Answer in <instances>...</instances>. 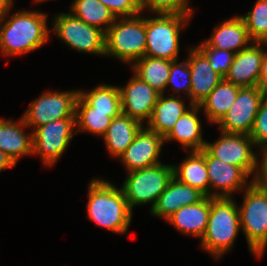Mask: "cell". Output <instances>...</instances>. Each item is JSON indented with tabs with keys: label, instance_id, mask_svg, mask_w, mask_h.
<instances>
[{
	"label": "cell",
	"instance_id": "1",
	"mask_svg": "<svg viewBox=\"0 0 267 266\" xmlns=\"http://www.w3.org/2000/svg\"><path fill=\"white\" fill-rule=\"evenodd\" d=\"M12 6L0 19V51L3 56H17L42 47L49 39L47 15L19 10L9 15ZM7 18V19H6ZM4 21V22H3Z\"/></svg>",
	"mask_w": 267,
	"mask_h": 266
},
{
	"label": "cell",
	"instance_id": "2",
	"mask_svg": "<svg viewBox=\"0 0 267 266\" xmlns=\"http://www.w3.org/2000/svg\"><path fill=\"white\" fill-rule=\"evenodd\" d=\"M87 217L97 226L126 234L132 221L130 209L121 188L104 179L93 178L88 185Z\"/></svg>",
	"mask_w": 267,
	"mask_h": 266
},
{
	"label": "cell",
	"instance_id": "3",
	"mask_svg": "<svg viewBox=\"0 0 267 266\" xmlns=\"http://www.w3.org/2000/svg\"><path fill=\"white\" fill-rule=\"evenodd\" d=\"M235 199L210 197V215L200 247L219 259L234 245L240 228V214Z\"/></svg>",
	"mask_w": 267,
	"mask_h": 266
},
{
	"label": "cell",
	"instance_id": "4",
	"mask_svg": "<svg viewBox=\"0 0 267 266\" xmlns=\"http://www.w3.org/2000/svg\"><path fill=\"white\" fill-rule=\"evenodd\" d=\"M146 17H117L105 33V54L131 66L145 56Z\"/></svg>",
	"mask_w": 267,
	"mask_h": 266
},
{
	"label": "cell",
	"instance_id": "5",
	"mask_svg": "<svg viewBox=\"0 0 267 266\" xmlns=\"http://www.w3.org/2000/svg\"><path fill=\"white\" fill-rule=\"evenodd\" d=\"M244 192L240 228L250 252L260 258L267 248V187L253 180Z\"/></svg>",
	"mask_w": 267,
	"mask_h": 266
},
{
	"label": "cell",
	"instance_id": "6",
	"mask_svg": "<svg viewBox=\"0 0 267 266\" xmlns=\"http://www.w3.org/2000/svg\"><path fill=\"white\" fill-rule=\"evenodd\" d=\"M146 18L145 56L176 61L179 59L181 29L186 28L193 14L156 13Z\"/></svg>",
	"mask_w": 267,
	"mask_h": 266
},
{
	"label": "cell",
	"instance_id": "7",
	"mask_svg": "<svg viewBox=\"0 0 267 266\" xmlns=\"http://www.w3.org/2000/svg\"><path fill=\"white\" fill-rule=\"evenodd\" d=\"M173 177V165L164 163L128 172L121 189L130 209L147 203L152 209Z\"/></svg>",
	"mask_w": 267,
	"mask_h": 266
},
{
	"label": "cell",
	"instance_id": "8",
	"mask_svg": "<svg viewBox=\"0 0 267 266\" xmlns=\"http://www.w3.org/2000/svg\"><path fill=\"white\" fill-rule=\"evenodd\" d=\"M52 29L57 38L71 49L93 55L105 54V33L84 23L72 13L55 15Z\"/></svg>",
	"mask_w": 267,
	"mask_h": 266
},
{
	"label": "cell",
	"instance_id": "9",
	"mask_svg": "<svg viewBox=\"0 0 267 266\" xmlns=\"http://www.w3.org/2000/svg\"><path fill=\"white\" fill-rule=\"evenodd\" d=\"M220 133L219 139L213 143L206 141L204 149L212 157L242 168L249 176H253L252 181L255 180L260 159L253 152L256 146L251 137L246 134Z\"/></svg>",
	"mask_w": 267,
	"mask_h": 266
},
{
	"label": "cell",
	"instance_id": "10",
	"mask_svg": "<svg viewBox=\"0 0 267 266\" xmlns=\"http://www.w3.org/2000/svg\"><path fill=\"white\" fill-rule=\"evenodd\" d=\"M75 128L76 118H64L33 129V155L40 156L46 167H53L73 139Z\"/></svg>",
	"mask_w": 267,
	"mask_h": 266
},
{
	"label": "cell",
	"instance_id": "11",
	"mask_svg": "<svg viewBox=\"0 0 267 266\" xmlns=\"http://www.w3.org/2000/svg\"><path fill=\"white\" fill-rule=\"evenodd\" d=\"M77 90L47 91L30 103L21 116L29 128H38L55 120L75 117V104L78 96Z\"/></svg>",
	"mask_w": 267,
	"mask_h": 266
},
{
	"label": "cell",
	"instance_id": "12",
	"mask_svg": "<svg viewBox=\"0 0 267 266\" xmlns=\"http://www.w3.org/2000/svg\"><path fill=\"white\" fill-rule=\"evenodd\" d=\"M264 96L259 86L239 88L235 102L217 123L220 131L250 135Z\"/></svg>",
	"mask_w": 267,
	"mask_h": 266
},
{
	"label": "cell",
	"instance_id": "13",
	"mask_svg": "<svg viewBox=\"0 0 267 266\" xmlns=\"http://www.w3.org/2000/svg\"><path fill=\"white\" fill-rule=\"evenodd\" d=\"M205 162L209 177V197L232 198L234 192H243L253 182L248 181L250 176L242 168L216 159L206 150Z\"/></svg>",
	"mask_w": 267,
	"mask_h": 266
},
{
	"label": "cell",
	"instance_id": "14",
	"mask_svg": "<svg viewBox=\"0 0 267 266\" xmlns=\"http://www.w3.org/2000/svg\"><path fill=\"white\" fill-rule=\"evenodd\" d=\"M163 145L164 138L144 125L119 159L127 172L151 167L162 163Z\"/></svg>",
	"mask_w": 267,
	"mask_h": 266
},
{
	"label": "cell",
	"instance_id": "15",
	"mask_svg": "<svg viewBox=\"0 0 267 266\" xmlns=\"http://www.w3.org/2000/svg\"><path fill=\"white\" fill-rule=\"evenodd\" d=\"M121 93L122 113L141 122L149 121L160 95L149 84L134 73L127 85L119 87Z\"/></svg>",
	"mask_w": 267,
	"mask_h": 266
},
{
	"label": "cell",
	"instance_id": "16",
	"mask_svg": "<svg viewBox=\"0 0 267 266\" xmlns=\"http://www.w3.org/2000/svg\"><path fill=\"white\" fill-rule=\"evenodd\" d=\"M264 47H267L266 42H252L247 48L235 53L224 79L240 88L259 86Z\"/></svg>",
	"mask_w": 267,
	"mask_h": 266
},
{
	"label": "cell",
	"instance_id": "17",
	"mask_svg": "<svg viewBox=\"0 0 267 266\" xmlns=\"http://www.w3.org/2000/svg\"><path fill=\"white\" fill-rule=\"evenodd\" d=\"M187 61L191 71L190 105H199L223 77L212 69L208 58L197 47L189 48Z\"/></svg>",
	"mask_w": 267,
	"mask_h": 266
},
{
	"label": "cell",
	"instance_id": "18",
	"mask_svg": "<svg viewBox=\"0 0 267 266\" xmlns=\"http://www.w3.org/2000/svg\"><path fill=\"white\" fill-rule=\"evenodd\" d=\"M205 195L198 189L180 182L173 177L165 191L158 198L150 213L167 220L173 213L186 205L201 201Z\"/></svg>",
	"mask_w": 267,
	"mask_h": 266
},
{
	"label": "cell",
	"instance_id": "19",
	"mask_svg": "<svg viewBox=\"0 0 267 266\" xmlns=\"http://www.w3.org/2000/svg\"><path fill=\"white\" fill-rule=\"evenodd\" d=\"M25 128L29 127L22 117L18 122L0 118V150L15 164L23 156H33L32 132L26 133Z\"/></svg>",
	"mask_w": 267,
	"mask_h": 266
},
{
	"label": "cell",
	"instance_id": "20",
	"mask_svg": "<svg viewBox=\"0 0 267 266\" xmlns=\"http://www.w3.org/2000/svg\"><path fill=\"white\" fill-rule=\"evenodd\" d=\"M189 106L190 109L177 120L172 130L164 137V143L175 140L185 150L201 151L206 143L202 136V125L198 118L201 108L199 105L189 104Z\"/></svg>",
	"mask_w": 267,
	"mask_h": 266
},
{
	"label": "cell",
	"instance_id": "21",
	"mask_svg": "<svg viewBox=\"0 0 267 266\" xmlns=\"http://www.w3.org/2000/svg\"><path fill=\"white\" fill-rule=\"evenodd\" d=\"M204 41L210 47L234 53L247 48L253 42L240 15L226 19L218 24L211 36Z\"/></svg>",
	"mask_w": 267,
	"mask_h": 266
},
{
	"label": "cell",
	"instance_id": "22",
	"mask_svg": "<svg viewBox=\"0 0 267 266\" xmlns=\"http://www.w3.org/2000/svg\"><path fill=\"white\" fill-rule=\"evenodd\" d=\"M210 215V197L205 196L201 201L181 207L173 213L167 222L186 235L202 239Z\"/></svg>",
	"mask_w": 267,
	"mask_h": 266
},
{
	"label": "cell",
	"instance_id": "23",
	"mask_svg": "<svg viewBox=\"0 0 267 266\" xmlns=\"http://www.w3.org/2000/svg\"><path fill=\"white\" fill-rule=\"evenodd\" d=\"M143 126L141 122L123 113L114 117L103 135L109 154L119 159Z\"/></svg>",
	"mask_w": 267,
	"mask_h": 266
},
{
	"label": "cell",
	"instance_id": "24",
	"mask_svg": "<svg viewBox=\"0 0 267 266\" xmlns=\"http://www.w3.org/2000/svg\"><path fill=\"white\" fill-rule=\"evenodd\" d=\"M160 94L146 127L163 138L172 130L177 120L189 110L181 96Z\"/></svg>",
	"mask_w": 267,
	"mask_h": 266
},
{
	"label": "cell",
	"instance_id": "25",
	"mask_svg": "<svg viewBox=\"0 0 267 266\" xmlns=\"http://www.w3.org/2000/svg\"><path fill=\"white\" fill-rule=\"evenodd\" d=\"M189 154L180 164L173 165L174 177L209 197V177L205 162V149L190 151Z\"/></svg>",
	"mask_w": 267,
	"mask_h": 266
},
{
	"label": "cell",
	"instance_id": "26",
	"mask_svg": "<svg viewBox=\"0 0 267 266\" xmlns=\"http://www.w3.org/2000/svg\"><path fill=\"white\" fill-rule=\"evenodd\" d=\"M238 86L223 80L211 91V93L199 104L206 119L211 124H217L228 112L239 91Z\"/></svg>",
	"mask_w": 267,
	"mask_h": 266
},
{
	"label": "cell",
	"instance_id": "27",
	"mask_svg": "<svg viewBox=\"0 0 267 266\" xmlns=\"http://www.w3.org/2000/svg\"><path fill=\"white\" fill-rule=\"evenodd\" d=\"M122 112L93 111L79 94L75 104L76 133L88 132L103 137L112 119Z\"/></svg>",
	"mask_w": 267,
	"mask_h": 266
},
{
	"label": "cell",
	"instance_id": "28",
	"mask_svg": "<svg viewBox=\"0 0 267 266\" xmlns=\"http://www.w3.org/2000/svg\"><path fill=\"white\" fill-rule=\"evenodd\" d=\"M133 73L158 93H166L171 61L167 59L144 56L136 60L130 67Z\"/></svg>",
	"mask_w": 267,
	"mask_h": 266
},
{
	"label": "cell",
	"instance_id": "29",
	"mask_svg": "<svg viewBox=\"0 0 267 266\" xmlns=\"http://www.w3.org/2000/svg\"><path fill=\"white\" fill-rule=\"evenodd\" d=\"M71 13L84 23L94 26L104 33L116 20L113 12L99 0H74Z\"/></svg>",
	"mask_w": 267,
	"mask_h": 266
},
{
	"label": "cell",
	"instance_id": "30",
	"mask_svg": "<svg viewBox=\"0 0 267 266\" xmlns=\"http://www.w3.org/2000/svg\"><path fill=\"white\" fill-rule=\"evenodd\" d=\"M78 94L93 107V111L122 112L119 86L99 84L88 92L79 90Z\"/></svg>",
	"mask_w": 267,
	"mask_h": 266
},
{
	"label": "cell",
	"instance_id": "31",
	"mask_svg": "<svg viewBox=\"0 0 267 266\" xmlns=\"http://www.w3.org/2000/svg\"><path fill=\"white\" fill-rule=\"evenodd\" d=\"M240 17L253 42L267 43V0H256L253 9Z\"/></svg>",
	"mask_w": 267,
	"mask_h": 266
},
{
	"label": "cell",
	"instance_id": "32",
	"mask_svg": "<svg viewBox=\"0 0 267 266\" xmlns=\"http://www.w3.org/2000/svg\"><path fill=\"white\" fill-rule=\"evenodd\" d=\"M141 11L165 14H193L188 0H138Z\"/></svg>",
	"mask_w": 267,
	"mask_h": 266
},
{
	"label": "cell",
	"instance_id": "33",
	"mask_svg": "<svg viewBox=\"0 0 267 266\" xmlns=\"http://www.w3.org/2000/svg\"><path fill=\"white\" fill-rule=\"evenodd\" d=\"M190 75L191 71L187 60L180 63L178 60L171 61V70L166 90L171 85L170 90L175 92V94L179 93V96H181V93H183L189 97L191 90Z\"/></svg>",
	"mask_w": 267,
	"mask_h": 266
},
{
	"label": "cell",
	"instance_id": "34",
	"mask_svg": "<svg viewBox=\"0 0 267 266\" xmlns=\"http://www.w3.org/2000/svg\"><path fill=\"white\" fill-rule=\"evenodd\" d=\"M197 48L208 58L212 69L224 78L229 72L235 53L210 47L204 40Z\"/></svg>",
	"mask_w": 267,
	"mask_h": 266
},
{
	"label": "cell",
	"instance_id": "35",
	"mask_svg": "<svg viewBox=\"0 0 267 266\" xmlns=\"http://www.w3.org/2000/svg\"><path fill=\"white\" fill-rule=\"evenodd\" d=\"M258 149L267 145V98L264 96L249 135Z\"/></svg>",
	"mask_w": 267,
	"mask_h": 266
},
{
	"label": "cell",
	"instance_id": "36",
	"mask_svg": "<svg viewBox=\"0 0 267 266\" xmlns=\"http://www.w3.org/2000/svg\"><path fill=\"white\" fill-rule=\"evenodd\" d=\"M116 17H132L142 13L138 0H99Z\"/></svg>",
	"mask_w": 267,
	"mask_h": 266
},
{
	"label": "cell",
	"instance_id": "37",
	"mask_svg": "<svg viewBox=\"0 0 267 266\" xmlns=\"http://www.w3.org/2000/svg\"><path fill=\"white\" fill-rule=\"evenodd\" d=\"M260 150V154L262 153V160L258 162V174L255 178V181L260 185L267 187V145L262 147Z\"/></svg>",
	"mask_w": 267,
	"mask_h": 266
},
{
	"label": "cell",
	"instance_id": "38",
	"mask_svg": "<svg viewBox=\"0 0 267 266\" xmlns=\"http://www.w3.org/2000/svg\"><path fill=\"white\" fill-rule=\"evenodd\" d=\"M267 49V48H266ZM265 49L261 62L259 87L265 92L267 90V50Z\"/></svg>",
	"mask_w": 267,
	"mask_h": 266
},
{
	"label": "cell",
	"instance_id": "39",
	"mask_svg": "<svg viewBox=\"0 0 267 266\" xmlns=\"http://www.w3.org/2000/svg\"><path fill=\"white\" fill-rule=\"evenodd\" d=\"M15 165L11 158L0 150V172L5 169L13 168Z\"/></svg>",
	"mask_w": 267,
	"mask_h": 266
},
{
	"label": "cell",
	"instance_id": "40",
	"mask_svg": "<svg viewBox=\"0 0 267 266\" xmlns=\"http://www.w3.org/2000/svg\"><path fill=\"white\" fill-rule=\"evenodd\" d=\"M14 5L12 0H0V19L6 14L11 6Z\"/></svg>",
	"mask_w": 267,
	"mask_h": 266
},
{
	"label": "cell",
	"instance_id": "41",
	"mask_svg": "<svg viewBox=\"0 0 267 266\" xmlns=\"http://www.w3.org/2000/svg\"><path fill=\"white\" fill-rule=\"evenodd\" d=\"M45 1H48V0H34L35 3H40V2H45Z\"/></svg>",
	"mask_w": 267,
	"mask_h": 266
}]
</instances>
